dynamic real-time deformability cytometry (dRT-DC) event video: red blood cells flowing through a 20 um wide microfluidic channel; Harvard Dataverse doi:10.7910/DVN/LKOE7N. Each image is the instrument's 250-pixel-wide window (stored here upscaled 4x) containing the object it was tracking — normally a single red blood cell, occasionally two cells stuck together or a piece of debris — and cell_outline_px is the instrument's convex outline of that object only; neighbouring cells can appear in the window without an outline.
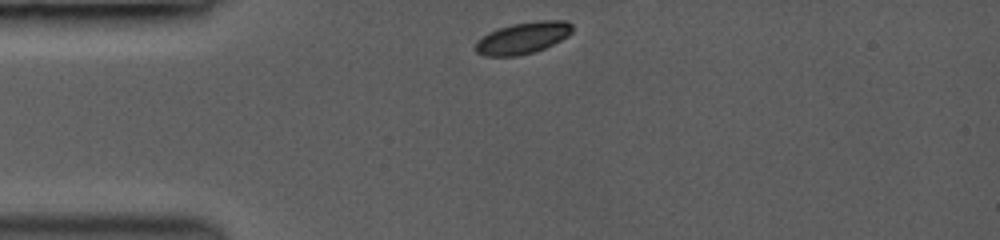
{"species": "common noctule bat (a hibernating species)", "species_latin": "Nyctalus noctula", "temperature_condition": "room temperature", "stored_images_in_passage": 9, "camera_frame_rate_fps": 3500, "um_per_image_px": 0.085, "animal": {"sex": "female", "body_mass_g": 19.0, "forearm_length_mm": 53.3}, "frame": {"image": 1, "passage_image": 1, "time_ms": 0.0, "image_size_px": [1000, 240], "cell_outline_px": [[572, 32], [568, 36], [544, 48], [532, 52], [516, 56], [488, 56], [476, 52], [476, 40], [488, 32], [512, 24], [536, 20], [564, 20], [572, 24]], "centroid_in_image_um": [44.44, 3.21], "position_along_channel_um": 40.6, "area_um2": 17.74}}
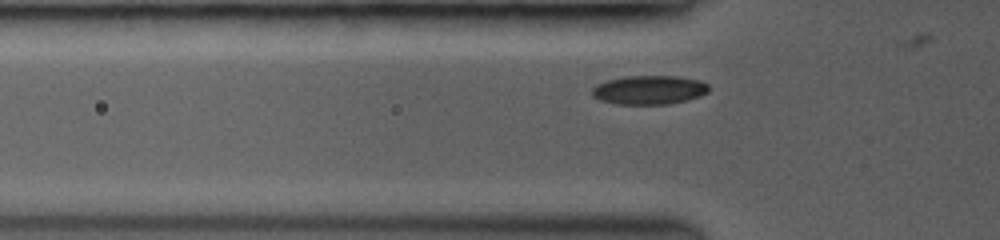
{"frame": {"image": 2, "passage_image": 6, "time_ms": 1.429, "image_size_px": [1000, 240], "cell_outline_px": [[708, 92], [684, 100], [668, 104], [620, 104], [600, 100], [592, 96], [592, 88], [596, 84], [608, 80], [624, 76], [676, 76], [700, 80], [708, 84]], "centroid_in_image_um": [55.14, 7.63], "position_along_channel_um": 70.7, "area_um2": 19.48}}